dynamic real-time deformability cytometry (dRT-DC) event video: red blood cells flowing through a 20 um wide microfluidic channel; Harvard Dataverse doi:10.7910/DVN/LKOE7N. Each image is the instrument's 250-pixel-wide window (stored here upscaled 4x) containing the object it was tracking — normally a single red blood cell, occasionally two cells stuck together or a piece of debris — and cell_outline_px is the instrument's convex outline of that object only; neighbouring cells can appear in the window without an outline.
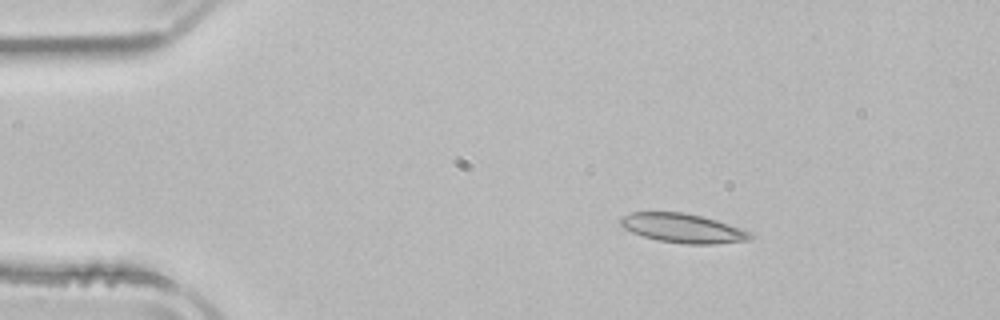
{"species": "common noctule bat (a hibernating species)", "species_latin": "Nyctalus noctula", "temperature_condition": "room temperature", "stored_images_in_passage": 11, "camera_frame_rate_fps": 3000, "um_per_image_px": 0.085, "animal": {"sex": "male", "body_mass_g": 21.5, "forearm_length_mm": 52.0}, "frame": {"image": 1, "passage_image": 7, "time_ms": 2.0, "image_size_px": [1000, 320], "cell_outline_px": [[756, 236], [748, 240], [716, 244], [684, 244], [660, 240], [644, 236], [632, 232], [624, 228], [620, 224], [620, 220], [624, 216], [632, 212], [684, 212], [716, 220], [728, 224], [748, 232]], "centroid_in_image_um": [58.04, 19.4], "position_along_channel_um": 27.0, "area_um2": 21.73}}